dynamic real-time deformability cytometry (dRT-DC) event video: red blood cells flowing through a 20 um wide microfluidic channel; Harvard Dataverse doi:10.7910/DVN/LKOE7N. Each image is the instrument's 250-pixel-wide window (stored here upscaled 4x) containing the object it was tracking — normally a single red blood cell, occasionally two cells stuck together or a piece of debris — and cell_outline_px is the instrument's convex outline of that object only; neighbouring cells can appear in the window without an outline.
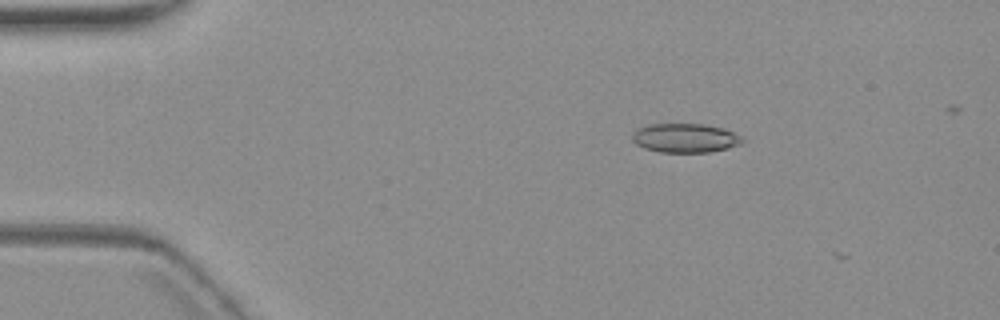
{"species": "common noctule bat (a hibernating species)", "species_latin": "Nyctalus noctula", "temperature_condition": "warm", "stored_images_in_passage": 4, "camera_frame_rate_fps": 3000, "um_per_image_px": 0.085, "animal": {"sex": "female", "body_mass_g": 19.3, "forearm_length_mm": 54.1}, "frame": {"image": 1, "passage_image": 3, "time_ms": 2.333, "image_size_px": [1000, 320], "cell_outline_px": [[744, 140], [740, 144], [728, 148], [708, 152], [660, 152], [644, 148], [636, 144], [632, 140], [632, 132], [636, 128], [648, 124], [704, 124], [724, 128], [740, 136]], "centroid_in_image_um": [58.2, 11.72], "position_along_channel_um": 26.8, "area_um2": 18.73}}